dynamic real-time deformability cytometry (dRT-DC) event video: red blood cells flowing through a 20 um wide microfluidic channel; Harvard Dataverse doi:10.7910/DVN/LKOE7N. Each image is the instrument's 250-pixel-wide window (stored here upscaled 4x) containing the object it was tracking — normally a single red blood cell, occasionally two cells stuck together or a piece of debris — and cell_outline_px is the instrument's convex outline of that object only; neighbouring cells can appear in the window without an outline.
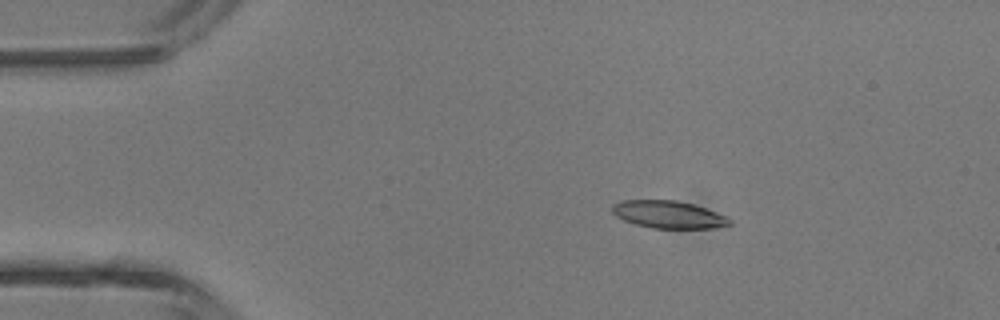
{"species": "common noctule bat (a hibernating species)", "species_latin": "Nyctalus noctula", "temperature_condition": "room temperature", "stored_images_in_passage": 5, "camera_frame_rate_fps": 3000, "um_per_image_px": 0.085, "animal": {"sex": "male", "body_mass_g": 13.3}, "frame": {"image": 1, "passage_image": 3, "time_ms": 2.333, "image_size_px": [1000, 320], "cell_outline_px": [[732, 224], [712, 228], [652, 228], [636, 224], [624, 220], [616, 216], [612, 212], [612, 204], [620, 200], [676, 200], [692, 204], [728, 216], [732, 220]], "centroid_in_image_um": [56.81, 18.23], "position_along_channel_um": 28.2, "area_um2": 18.79}}
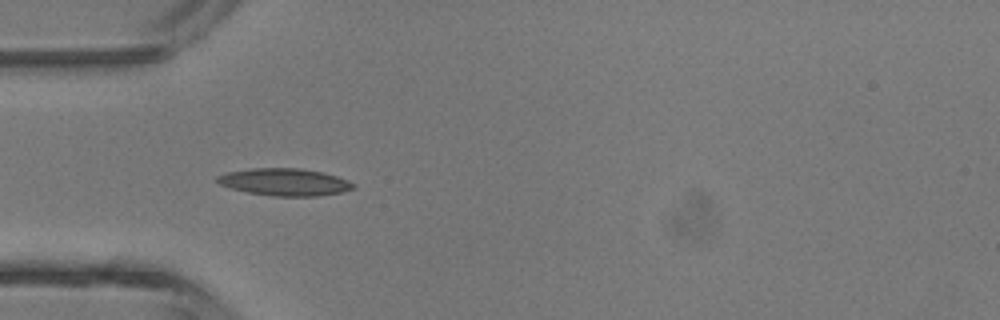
{"frame": {"image": 2, "passage_image": 4, "time_ms": 4.333, "image_size_px": [1000, 320], "cell_outline_px": [[356, 188], [340, 192], [316, 196], [272, 196], [248, 192], [232, 188], [220, 184], [216, 180], [216, 176], [228, 172], [252, 168], [300, 168], [324, 172], [348, 180], [356, 184]], "centroid_in_image_um": [24.22, 15.47], "position_along_channel_um": 60.8, "area_um2": 21.56}}
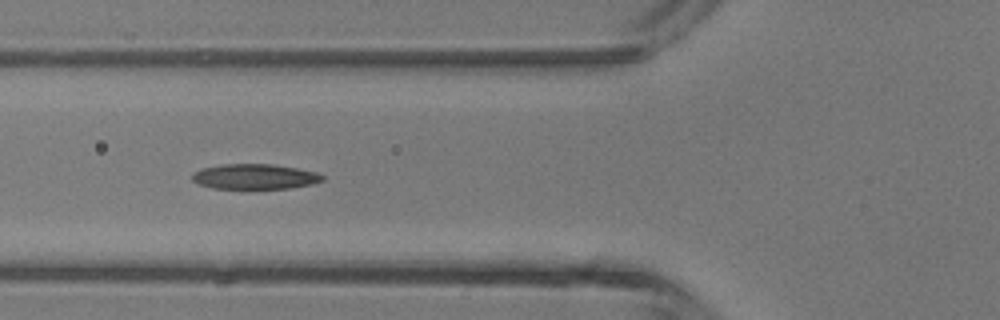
{"frame": {"image": 3, "passage_image": 5, "time_ms": 5.333, "image_size_px": [1000, 320], "cell_outline_px": [[324, 180], [312, 184], [292, 188], [212, 188], [200, 184], [192, 180], [192, 172], [200, 168], [224, 164], [272, 164], [296, 168], [316, 172], [324, 176]], "centroid_in_image_um": [21.64, 15.0], "position_along_channel_um": 104.2, "area_um2": 19.07}}